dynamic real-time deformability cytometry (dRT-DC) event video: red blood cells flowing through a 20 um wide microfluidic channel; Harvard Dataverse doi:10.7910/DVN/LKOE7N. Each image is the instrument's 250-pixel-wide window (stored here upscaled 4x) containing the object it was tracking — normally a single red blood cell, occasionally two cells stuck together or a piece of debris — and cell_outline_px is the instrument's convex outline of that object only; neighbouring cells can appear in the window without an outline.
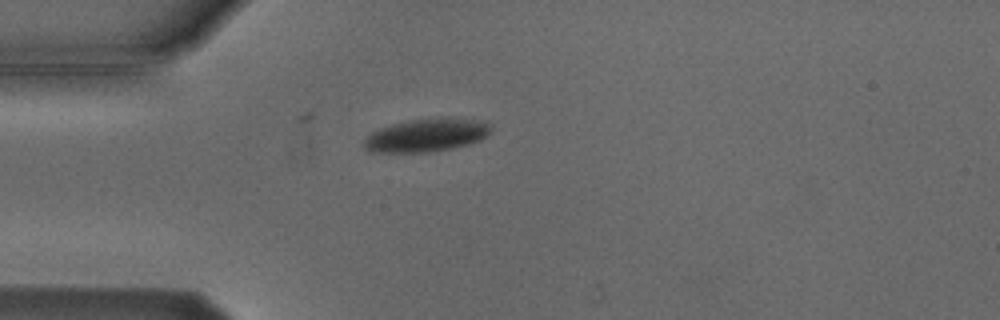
{"species": "Egyptian fruit bat (a non-hibernating species)", "species_latin": "Rousettus aegyptiacus", "temperature_condition": "cold", "stored_images_in_passage": 2, "camera_frame_rate_fps": 3000, "um_per_image_px": 0.085, "animal": {"sex": "male"}, "frame": {"image": 1, "passage_image": 2, "time_ms": 1.333, "image_size_px": [1000, 320], "cell_outline_px": [[492, 132], [480, 140], [468, 144], [452, 148], [432, 152], [368, 152], [364, 148], [364, 136], [380, 128], [392, 124], [412, 120], [436, 116], [448, 116], [488, 120], [492, 124]], "centroid_in_image_um": [36.33, 11.45], "position_along_channel_um": 48.7, "area_um2": 25.32}}